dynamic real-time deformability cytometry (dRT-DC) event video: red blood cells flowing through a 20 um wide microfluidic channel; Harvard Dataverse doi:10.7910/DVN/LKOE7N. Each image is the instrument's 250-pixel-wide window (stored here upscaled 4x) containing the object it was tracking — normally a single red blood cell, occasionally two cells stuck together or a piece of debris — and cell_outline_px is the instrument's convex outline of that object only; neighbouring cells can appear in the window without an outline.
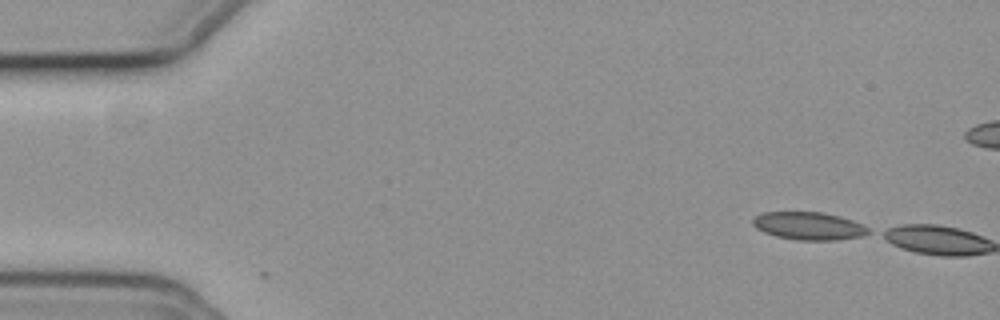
{"species": "common noctule bat (a hibernating species)", "species_latin": "Nyctalus noctula", "temperature_condition": "cold", "stored_images_in_passage": 2, "camera_frame_rate_fps": 3000, "um_per_image_px": 0.085, "animal": {"sex": "female", "body_mass_g": 19.3, "forearm_length_mm": 54.1}, "frame": {"image": 1, "passage_image": 1, "time_ms": 0.0, "image_size_px": [1000, 320], "cell_outline_px": [[868, 232], [860, 236], [836, 240], [796, 240], [776, 236], [764, 232], [756, 228], [752, 224], [752, 220], [756, 216], [764, 212], [820, 212], [840, 216], [852, 220], [868, 228]], "centroid_in_image_um": [68.7, 19.2], "position_along_channel_um": 16.3, "area_um2": 18.5}}